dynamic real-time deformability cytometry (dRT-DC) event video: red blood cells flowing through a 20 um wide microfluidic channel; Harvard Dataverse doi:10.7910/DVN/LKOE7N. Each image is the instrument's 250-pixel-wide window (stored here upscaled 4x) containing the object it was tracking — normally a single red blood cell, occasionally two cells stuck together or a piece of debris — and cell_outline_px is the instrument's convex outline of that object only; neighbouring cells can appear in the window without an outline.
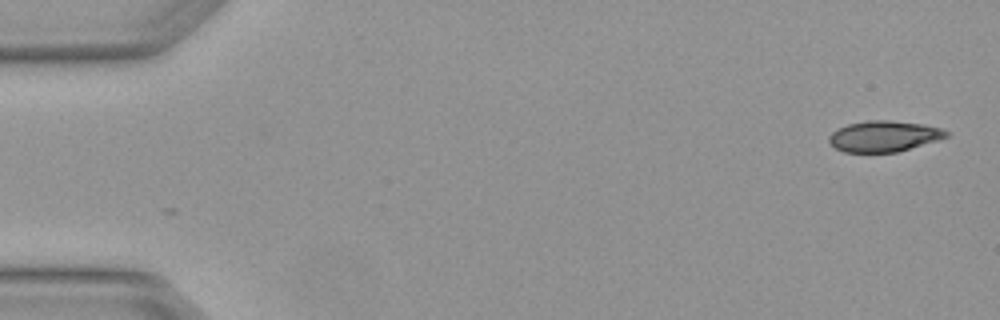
{"species": "Egyptian fruit bat (a non-hibernating species)", "species_latin": "Rousettus aegyptiacus", "temperature_condition": "warm", "stored_images_in_passage": 4, "camera_frame_rate_fps": 3000, "um_per_image_px": 0.085, "animal": {"sex": "female"}, "frame": {"image": 1, "passage_image": 1, "time_ms": 0.0, "image_size_px": [1000, 320], "cell_outline_px": [[948, 136], [936, 140], [896, 152], [844, 152], [836, 148], [828, 140], [828, 136], [832, 132], [848, 124], [864, 120], [888, 120], [924, 124], [940, 128], [948, 132]], "centroid_in_image_um": [75.1, 11.57], "position_along_channel_um": 9.9, "area_um2": 20.87}}
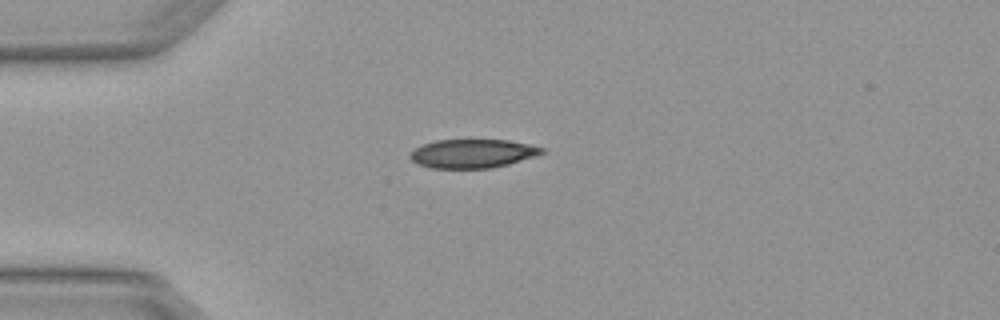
{"frame": {"image": 2, "passage_image": 4, "time_ms": 1.0, "image_size_px": [1000, 320], "cell_outline_px": [[544, 152], [536, 156], [508, 164], [492, 168], [432, 168], [416, 164], [408, 156], [416, 148], [424, 144], [436, 140], [508, 140], [528, 144], [544, 148]], "centroid_in_image_um": [40.16, 13.06], "position_along_channel_um": 44.8, "area_um2": 21.96}}